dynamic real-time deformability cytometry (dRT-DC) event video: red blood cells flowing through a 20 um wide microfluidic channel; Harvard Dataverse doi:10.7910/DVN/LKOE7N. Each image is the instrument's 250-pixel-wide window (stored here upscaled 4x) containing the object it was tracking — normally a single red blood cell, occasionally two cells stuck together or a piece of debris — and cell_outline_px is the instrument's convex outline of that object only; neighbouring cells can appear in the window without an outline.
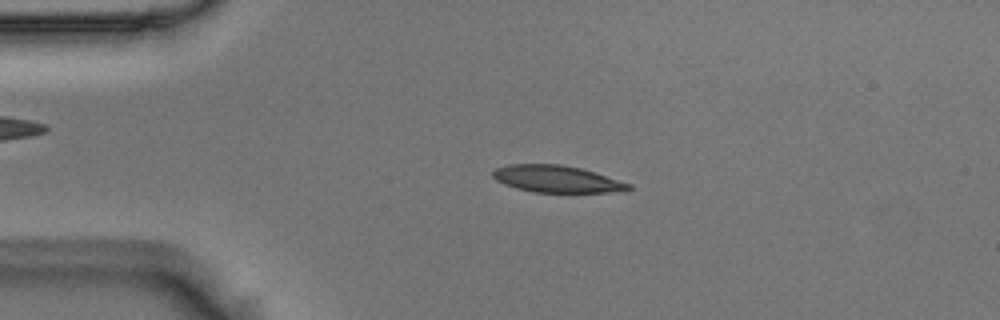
{"species": "Egyptian fruit bat (a non-hibernating species)", "species_latin": "Rousettus aegyptiacus", "temperature_condition": "room temperature", "stored_images_in_passage": 53, "camera_frame_rate_fps": 3000, "um_per_image_px": 0.085, "animal": {"sex": "male"}, "frame": {"image": 1, "passage_image": 11, "time_ms": 3.333, "image_size_px": [1000, 320], "cell_outline_px": [[632, 188], [628, 192], [532, 192], [516, 188], [504, 184], [496, 180], [492, 176], [492, 172], [496, 168], [508, 164], [560, 164], [580, 168], [632, 184]], "centroid_in_image_um": [47.34, 15.22], "position_along_channel_um": 37.7, "area_um2": 21.39}}
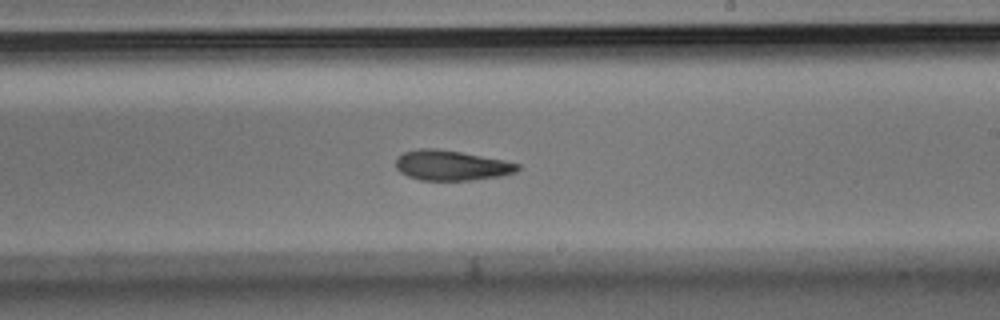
{"frame": {"image": 2, "passage_image": 31, "time_ms": 10.0, "image_size_px": [1000, 320], "cell_outline_px": [[520, 168], [516, 172], [500, 176], [472, 180], [420, 180], [408, 176], [400, 172], [396, 168], [396, 160], [404, 152], [420, 148], [436, 148], [460, 152], [504, 160], [520, 164]], "centroid_in_image_um": [38.37, 14.06], "position_along_channel_um": 250.6, "area_um2": 21.27}}
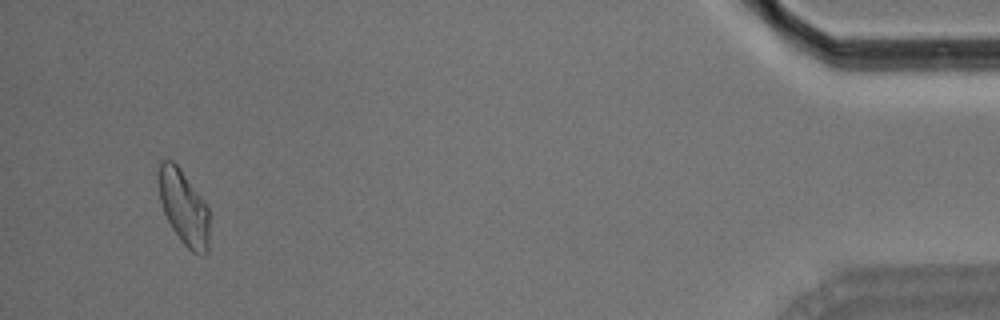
{"frame": {"image": 3, "passage_image": 51, "time_ms": 16.667, "image_size_px": [1000, 320], "cell_outline_px": [[208, 252], [204, 256], [192, 252], [180, 240], [172, 228], [164, 212], [160, 200], [156, 180], [160, 160], [172, 160], [180, 168], [208, 208]], "centroid_in_image_um": [15.58, 17.62], "position_along_channel_um": 419.6, "area_um2": 22.08}, "authors_computed_cell_mechanics": {"area_um2": 21.964, "velocity_mm_per_s": 3.6616, "shape_relaxation_time_tau1_ms": 3.8587, "shape_relaxation_time_tau2_ms": 4.6207, "deformation_change_tau1": 0.1453, "deformation_change_tau2": 0.1209}}